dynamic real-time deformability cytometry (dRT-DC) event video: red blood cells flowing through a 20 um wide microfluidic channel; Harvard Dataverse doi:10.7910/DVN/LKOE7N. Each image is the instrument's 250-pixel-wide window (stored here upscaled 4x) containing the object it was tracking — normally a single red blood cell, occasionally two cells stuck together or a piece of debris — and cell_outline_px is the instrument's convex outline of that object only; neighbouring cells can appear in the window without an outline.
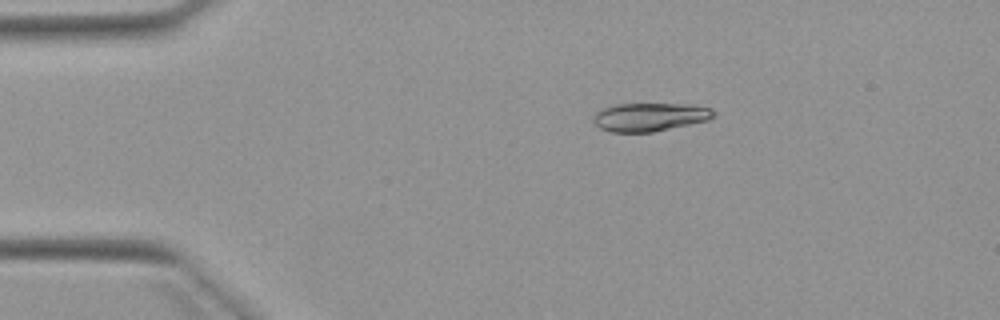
{"species": "Egyptian fruit bat (a non-hibernating species)", "species_latin": "Rousettus aegyptiacus", "temperature_condition": "warm", "stored_images_in_passage": 3, "camera_frame_rate_fps": 3000, "um_per_image_px": 0.085, "animal": {"sex": "female"}, "frame": {"image": 1, "passage_image": 3, "time_ms": 3.333, "image_size_px": [1000, 320], "cell_outline_px": [[716, 116], [708, 120], [652, 132], [612, 132], [600, 128], [592, 120], [596, 112], [604, 108], [616, 104], [688, 104], [712, 108], [716, 112]], "centroid_in_image_um": [55.26, 9.94], "position_along_channel_um": 29.7, "area_um2": 19.83}}